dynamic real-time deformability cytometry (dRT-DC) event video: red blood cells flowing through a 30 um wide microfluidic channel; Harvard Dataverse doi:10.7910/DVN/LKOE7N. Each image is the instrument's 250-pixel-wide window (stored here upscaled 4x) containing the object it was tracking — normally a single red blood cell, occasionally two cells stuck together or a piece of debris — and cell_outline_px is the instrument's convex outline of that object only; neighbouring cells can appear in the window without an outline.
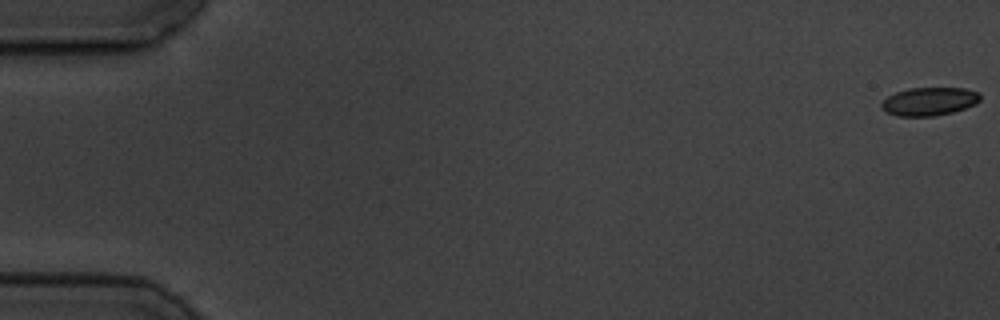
{"species": "common noctule bat (a hibernating species)", "species_latin": "Nyctalus noctula", "temperature_condition": "cold", "stored_images_in_passage": 5, "camera_frame_rate_fps": 3000, "um_per_image_px": 0.085, "animal": {"sex": "male", "body_mass_g": 19.5, "forearm_length_mm": 54.6}, "frame": {"image": 1, "passage_image": 1, "time_ms": 0.0, "image_size_px": [1000, 320], "cell_outline_px": [[980, 100], [976, 104], [952, 112], [936, 116], [896, 116], [880, 108], [880, 104], [888, 96], [896, 92], [908, 88], [964, 88], [980, 92]], "centroid_in_image_um": [78.99, 8.62], "position_along_channel_um": 6.0, "area_um2": 16.3}}
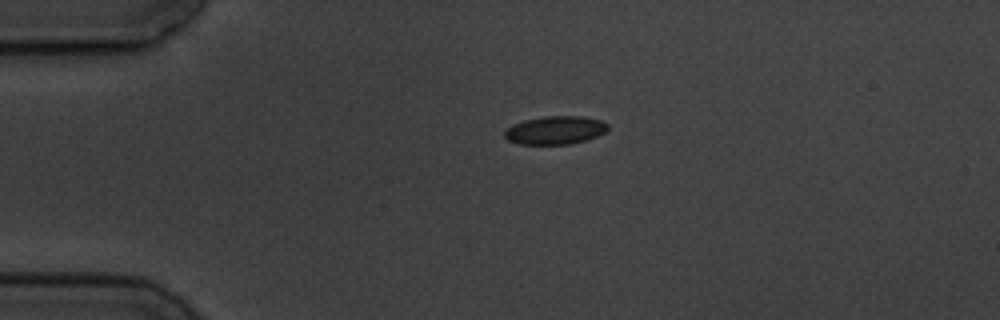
{"frame": {"image": 2, "passage_image": 4, "time_ms": 4.333, "image_size_px": [1000, 320], "cell_outline_px": [[608, 128], [604, 132], [588, 140], [572, 144], [520, 144], [508, 140], [504, 136], [504, 132], [512, 124], [524, 120], [544, 116], [584, 116], [600, 120], [608, 124]], "centroid_in_image_um": [47.2, 11.06], "position_along_channel_um": 37.8, "area_um2": 17.05}}